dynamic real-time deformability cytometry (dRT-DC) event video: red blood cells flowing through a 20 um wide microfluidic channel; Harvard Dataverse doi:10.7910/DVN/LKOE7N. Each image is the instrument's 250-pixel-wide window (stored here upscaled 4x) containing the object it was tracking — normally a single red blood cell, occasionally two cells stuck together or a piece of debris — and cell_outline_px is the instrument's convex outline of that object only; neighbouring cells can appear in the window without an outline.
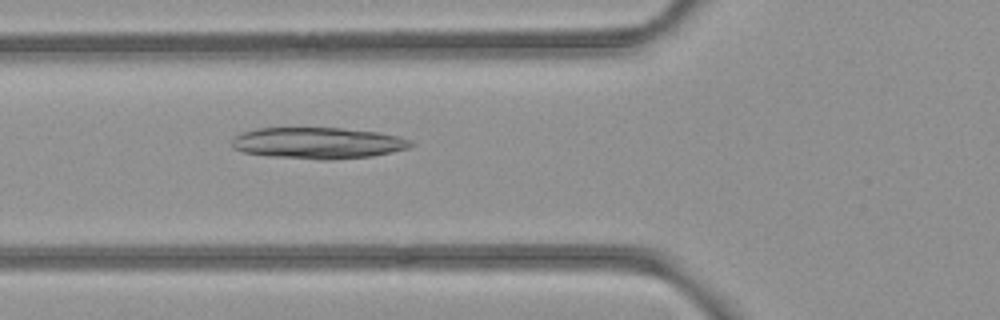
{"species": "common noctule bat (a hibernating species)", "species_latin": "Nyctalus noctula", "temperature_condition": "room temperature", "stored_images_in_passage": 5, "camera_frame_rate_fps": 3000, "um_per_image_px": 0.085, "animal": {"sex": "female", "body_mass_g": 21.9}, "frame": {"image": 1, "passage_image": 5, "time_ms": 1.333, "image_size_px": [1000, 320], "cell_outline_px": [[412, 144], [408, 148], [392, 152], [372, 156], [332, 160], [320, 160], [268, 156], [244, 152], [232, 148], [232, 140], [236, 136], [244, 132], [256, 128], [344, 128], [376, 132], [400, 136], [408, 140]], "centroid_in_image_um": [27.02, 12.16], "position_along_channel_um": 98.8, "area_um2": 32.66}}